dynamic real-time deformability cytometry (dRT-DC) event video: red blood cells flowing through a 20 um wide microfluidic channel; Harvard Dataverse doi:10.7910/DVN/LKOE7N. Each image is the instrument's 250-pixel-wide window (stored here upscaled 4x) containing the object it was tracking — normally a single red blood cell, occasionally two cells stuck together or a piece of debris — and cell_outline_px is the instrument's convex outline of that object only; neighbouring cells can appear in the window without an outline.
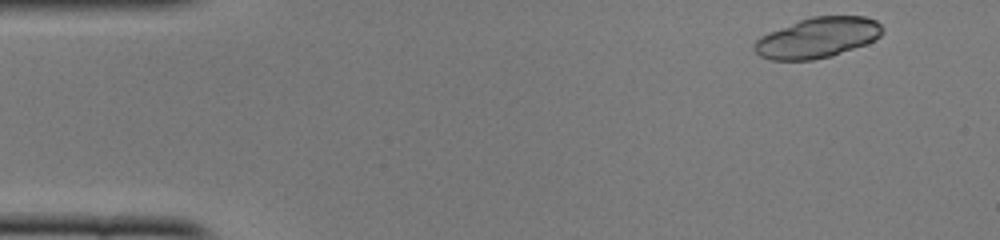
{"species": "common noctule bat (a hibernating species)", "species_latin": "Nyctalus noctula", "temperature_condition": "cold", "stored_images_in_passage": 48, "segment_of_instrument_passage": [1, 2], "camera_frame_rate_fps": 3000, "um_per_image_px": 0.085, "animal": {"sex": "female", "body_mass_g": 22.0, "forearm_length_mm": 56.7}, "frame": {"image": 1, "passage_image": 2, "time_ms": 0.333, "image_size_px": [1000, 240], "cell_outline_px": [[884, 32], [880, 36], [864, 44], [832, 56], [812, 60], [772, 60], [760, 56], [752, 48], [752, 44], [760, 36], [800, 20], [812, 16], [864, 16], [876, 20], [884, 28]], "centroid_in_image_um": [69.48, 3.21], "position_along_channel_um": 15.5, "area_um2": 30.0}}